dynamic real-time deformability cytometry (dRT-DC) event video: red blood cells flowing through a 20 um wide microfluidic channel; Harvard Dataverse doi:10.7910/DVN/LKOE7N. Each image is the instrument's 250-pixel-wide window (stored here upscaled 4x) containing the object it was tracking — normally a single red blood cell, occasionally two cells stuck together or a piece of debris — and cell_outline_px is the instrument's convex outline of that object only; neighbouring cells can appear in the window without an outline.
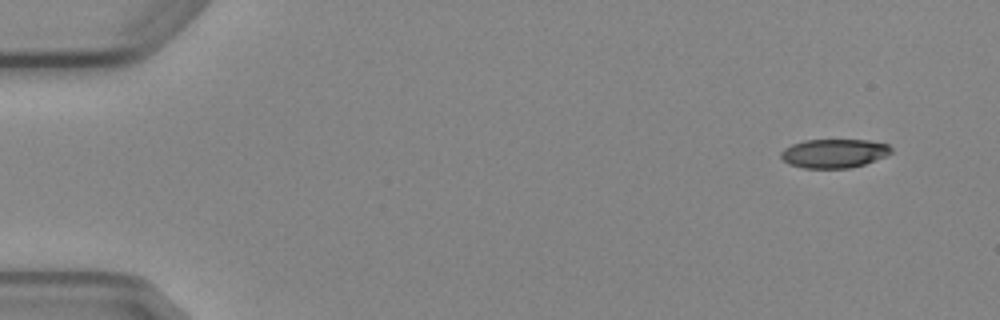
{"species": "Egyptian fruit bat (a non-hibernating species)", "species_latin": "Rousettus aegyptiacus", "temperature_condition": "cold", "stored_images_in_passage": 9, "camera_frame_rate_fps": 3000, "um_per_image_px": 0.085, "animal": {"sex": "female"}, "frame": {"image": 1, "passage_image": 1, "time_ms": 0.0, "image_size_px": [1000, 320], "cell_outline_px": [[892, 152], [888, 156], [864, 164], [848, 168], [804, 168], [788, 164], [780, 156], [780, 152], [784, 148], [792, 144], [804, 140], [868, 140], [888, 144], [892, 148]], "centroid_in_image_um": [70.9, 13.03], "position_along_channel_um": 14.1, "area_um2": 18.67}}
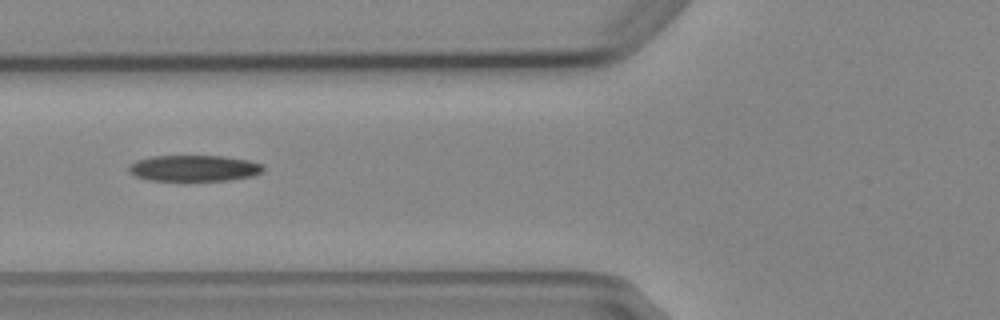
{"frame": {"image": 2, "passage_image": 6, "time_ms": 5.667, "image_size_px": [1000, 320], "cell_outline_px": [[264, 172], [252, 176], [228, 180], [148, 180], [136, 176], [128, 172], [128, 164], [136, 160], [152, 156], [224, 156], [248, 160], [264, 164]], "centroid_in_image_um": [16.5, 14.29], "position_along_channel_um": 109.3, "area_um2": 20.58}}
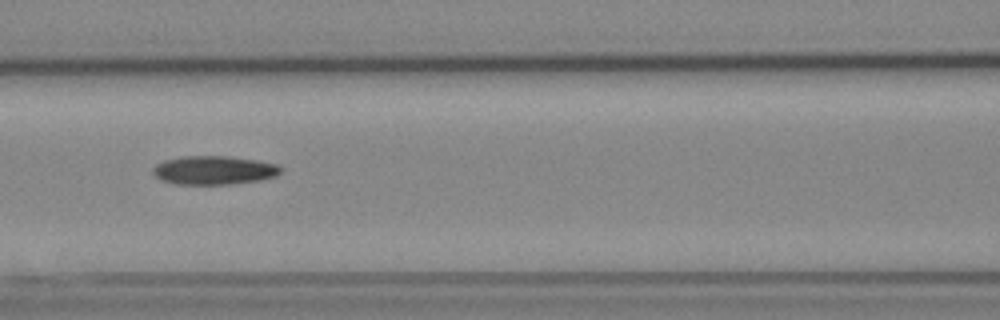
{"frame": {"image": 3, "passage_image": 7, "time_ms": 6.667, "image_size_px": [1000, 320], "cell_outline_px": [[284, 168], [276, 176], [260, 180], [232, 184], [176, 184], [160, 180], [152, 172], [152, 168], [156, 164], [164, 160], [184, 156], [228, 156], [256, 160], [276, 164]], "centroid_in_image_um": [18.18, 14.47], "position_along_channel_um": 148.4, "area_um2": 21.44}}